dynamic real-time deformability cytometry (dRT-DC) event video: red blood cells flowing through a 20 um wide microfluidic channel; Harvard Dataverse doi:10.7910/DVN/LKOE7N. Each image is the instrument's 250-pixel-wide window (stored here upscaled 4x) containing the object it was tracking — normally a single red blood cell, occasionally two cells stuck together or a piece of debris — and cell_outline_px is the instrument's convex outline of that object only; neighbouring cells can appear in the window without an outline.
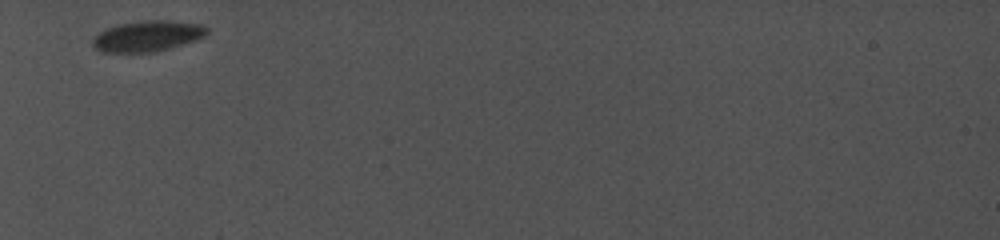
{"species": "common noctule bat (a hibernating species)", "species_latin": "Nyctalus noctula", "temperature_condition": "cold", "stored_images_in_passage": 3, "camera_frame_rate_fps": 5000, "um_per_image_px": 0.085, "animal": {"sex": "female", "body_mass_g": 19.0, "forearm_length_mm": 56.7}, "frame": {"image": 1, "passage_image": 1, "time_ms": 0.0, "image_size_px": [1000, 240], "cell_outline_px": [[208, 32], [204, 36], [196, 40], [168, 48], [152, 52], [100, 52], [92, 44], [92, 40], [100, 32], [108, 28], [120, 24], [144, 20], [172, 20], [204, 24], [208, 28]], "centroid_in_image_um": [12.58, 3.05], "position_along_channel_um": 72.4, "area_um2": 20.4}}